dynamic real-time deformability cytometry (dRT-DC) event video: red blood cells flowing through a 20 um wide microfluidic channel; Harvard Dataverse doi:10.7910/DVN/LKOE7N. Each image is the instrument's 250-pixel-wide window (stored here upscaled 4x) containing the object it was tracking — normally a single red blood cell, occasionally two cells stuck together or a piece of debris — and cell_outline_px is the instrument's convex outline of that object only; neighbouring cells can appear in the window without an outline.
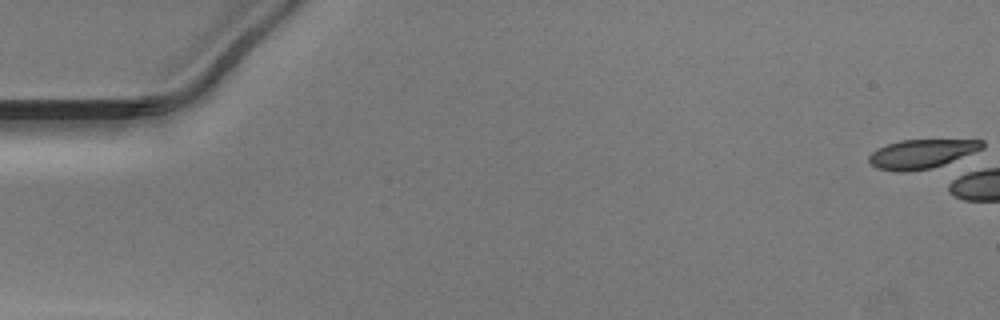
{"species": "Egyptian fruit bat (a non-hibernating species)", "species_latin": "Rousettus aegyptiacus", "temperature_condition": "warm", "stored_images_in_passage": 1, "camera_frame_rate_fps": 3000, "um_per_image_px": 0.085, "animal": {"sex": "male"}, "frame": {"image": 1, "passage_image": 1, "time_ms": 0.0, "image_size_px": [1000, 320], "cell_outline_px": [[984, 148], [944, 164], [932, 168], [908, 172], [896, 172], [876, 168], [868, 160], [868, 156], [876, 148], [900, 140], [984, 140]], "centroid_in_image_um": [78.3, 13.09], "position_along_channel_um": 6.7, "area_um2": 19.19}}